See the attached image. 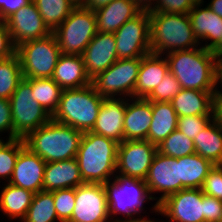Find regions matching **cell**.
Returning <instances> with one entry per match:
<instances>
[{
	"label": "cell",
	"instance_id": "9a60e30c",
	"mask_svg": "<svg viewBox=\"0 0 222 222\" xmlns=\"http://www.w3.org/2000/svg\"><path fill=\"white\" fill-rule=\"evenodd\" d=\"M149 194L158 205L167 196L180 191V163L178 158L157 152L144 180ZM156 194L162 193L160 197ZM154 194V195H152Z\"/></svg>",
	"mask_w": 222,
	"mask_h": 222
},
{
	"label": "cell",
	"instance_id": "f35d334b",
	"mask_svg": "<svg viewBox=\"0 0 222 222\" xmlns=\"http://www.w3.org/2000/svg\"><path fill=\"white\" fill-rule=\"evenodd\" d=\"M212 120L213 115L178 117L177 129L186 137L194 140Z\"/></svg>",
	"mask_w": 222,
	"mask_h": 222
},
{
	"label": "cell",
	"instance_id": "4fadbf2b",
	"mask_svg": "<svg viewBox=\"0 0 222 222\" xmlns=\"http://www.w3.org/2000/svg\"><path fill=\"white\" fill-rule=\"evenodd\" d=\"M157 152L148 140H124L118 145L116 175L145 180Z\"/></svg>",
	"mask_w": 222,
	"mask_h": 222
},
{
	"label": "cell",
	"instance_id": "e0dca14e",
	"mask_svg": "<svg viewBox=\"0 0 222 222\" xmlns=\"http://www.w3.org/2000/svg\"><path fill=\"white\" fill-rule=\"evenodd\" d=\"M82 57L86 74L92 80L118 60L114 34L97 32Z\"/></svg>",
	"mask_w": 222,
	"mask_h": 222
},
{
	"label": "cell",
	"instance_id": "8992f818",
	"mask_svg": "<svg viewBox=\"0 0 222 222\" xmlns=\"http://www.w3.org/2000/svg\"><path fill=\"white\" fill-rule=\"evenodd\" d=\"M104 188L107 195L111 222H125L126 220L133 219L135 215L141 216V212L146 208L144 203L153 201L146 182L141 179L125 178L116 175L114 179L104 184ZM117 214L123 215L124 218L117 217ZM115 217L117 218L114 219Z\"/></svg>",
	"mask_w": 222,
	"mask_h": 222
},
{
	"label": "cell",
	"instance_id": "7c38bea8",
	"mask_svg": "<svg viewBox=\"0 0 222 222\" xmlns=\"http://www.w3.org/2000/svg\"><path fill=\"white\" fill-rule=\"evenodd\" d=\"M151 210L171 222H204V193L201 189H183L158 205L154 203Z\"/></svg>",
	"mask_w": 222,
	"mask_h": 222
},
{
	"label": "cell",
	"instance_id": "ab89813d",
	"mask_svg": "<svg viewBox=\"0 0 222 222\" xmlns=\"http://www.w3.org/2000/svg\"><path fill=\"white\" fill-rule=\"evenodd\" d=\"M204 194L222 201V165H214L201 187Z\"/></svg>",
	"mask_w": 222,
	"mask_h": 222
},
{
	"label": "cell",
	"instance_id": "9c48e42d",
	"mask_svg": "<svg viewBox=\"0 0 222 222\" xmlns=\"http://www.w3.org/2000/svg\"><path fill=\"white\" fill-rule=\"evenodd\" d=\"M14 139H24L31 131L48 123L52 116L33 99L31 78H23L10 97Z\"/></svg>",
	"mask_w": 222,
	"mask_h": 222
},
{
	"label": "cell",
	"instance_id": "5b68a950",
	"mask_svg": "<svg viewBox=\"0 0 222 222\" xmlns=\"http://www.w3.org/2000/svg\"><path fill=\"white\" fill-rule=\"evenodd\" d=\"M103 99L92 83L81 88L63 89L52 120L82 132L91 131Z\"/></svg>",
	"mask_w": 222,
	"mask_h": 222
},
{
	"label": "cell",
	"instance_id": "d6a6232c",
	"mask_svg": "<svg viewBox=\"0 0 222 222\" xmlns=\"http://www.w3.org/2000/svg\"><path fill=\"white\" fill-rule=\"evenodd\" d=\"M61 222L56 214L53 192L40 191L34 194L26 216L21 222Z\"/></svg>",
	"mask_w": 222,
	"mask_h": 222
},
{
	"label": "cell",
	"instance_id": "8fae6325",
	"mask_svg": "<svg viewBox=\"0 0 222 222\" xmlns=\"http://www.w3.org/2000/svg\"><path fill=\"white\" fill-rule=\"evenodd\" d=\"M114 36L118 59H133L151 53L149 12L141 11L125 22Z\"/></svg>",
	"mask_w": 222,
	"mask_h": 222
},
{
	"label": "cell",
	"instance_id": "3957f363",
	"mask_svg": "<svg viewBox=\"0 0 222 222\" xmlns=\"http://www.w3.org/2000/svg\"><path fill=\"white\" fill-rule=\"evenodd\" d=\"M84 132L52 119L25 138V146L47 162L76 158Z\"/></svg>",
	"mask_w": 222,
	"mask_h": 222
},
{
	"label": "cell",
	"instance_id": "d4e9b609",
	"mask_svg": "<svg viewBox=\"0 0 222 222\" xmlns=\"http://www.w3.org/2000/svg\"><path fill=\"white\" fill-rule=\"evenodd\" d=\"M52 79L62 89L81 88L91 84L82 55L61 54Z\"/></svg>",
	"mask_w": 222,
	"mask_h": 222
},
{
	"label": "cell",
	"instance_id": "ee69618b",
	"mask_svg": "<svg viewBox=\"0 0 222 222\" xmlns=\"http://www.w3.org/2000/svg\"><path fill=\"white\" fill-rule=\"evenodd\" d=\"M16 53L11 35L4 22H0V60L8 58Z\"/></svg>",
	"mask_w": 222,
	"mask_h": 222
},
{
	"label": "cell",
	"instance_id": "4316f807",
	"mask_svg": "<svg viewBox=\"0 0 222 222\" xmlns=\"http://www.w3.org/2000/svg\"><path fill=\"white\" fill-rule=\"evenodd\" d=\"M152 122L147 140L159 146L174 130L177 129L178 115L170 102H151Z\"/></svg>",
	"mask_w": 222,
	"mask_h": 222
},
{
	"label": "cell",
	"instance_id": "7dc6e473",
	"mask_svg": "<svg viewBox=\"0 0 222 222\" xmlns=\"http://www.w3.org/2000/svg\"><path fill=\"white\" fill-rule=\"evenodd\" d=\"M133 1L141 11H146V12L153 11L156 8L157 4V0H133Z\"/></svg>",
	"mask_w": 222,
	"mask_h": 222
},
{
	"label": "cell",
	"instance_id": "816d5d0a",
	"mask_svg": "<svg viewBox=\"0 0 222 222\" xmlns=\"http://www.w3.org/2000/svg\"><path fill=\"white\" fill-rule=\"evenodd\" d=\"M140 216H137L136 218L134 217L133 219L130 220H126L125 222H164V221H156V220H151L150 218H147L146 216H141L140 218H138ZM167 222V221H166ZM168 222H171L170 220H168Z\"/></svg>",
	"mask_w": 222,
	"mask_h": 222
},
{
	"label": "cell",
	"instance_id": "f5cc1de1",
	"mask_svg": "<svg viewBox=\"0 0 222 222\" xmlns=\"http://www.w3.org/2000/svg\"><path fill=\"white\" fill-rule=\"evenodd\" d=\"M218 85L222 89V60L218 63Z\"/></svg>",
	"mask_w": 222,
	"mask_h": 222
},
{
	"label": "cell",
	"instance_id": "4dcf8cb0",
	"mask_svg": "<svg viewBox=\"0 0 222 222\" xmlns=\"http://www.w3.org/2000/svg\"><path fill=\"white\" fill-rule=\"evenodd\" d=\"M33 99L51 116L58 108L63 89L52 78H31Z\"/></svg>",
	"mask_w": 222,
	"mask_h": 222
},
{
	"label": "cell",
	"instance_id": "30bf717a",
	"mask_svg": "<svg viewBox=\"0 0 222 222\" xmlns=\"http://www.w3.org/2000/svg\"><path fill=\"white\" fill-rule=\"evenodd\" d=\"M142 57L118 59L91 80L103 98H135V86Z\"/></svg>",
	"mask_w": 222,
	"mask_h": 222
},
{
	"label": "cell",
	"instance_id": "7a4b0ae2",
	"mask_svg": "<svg viewBox=\"0 0 222 222\" xmlns=\"http://www.w3.org/2000/svg\"><path fill=\"white\" fill-rule=\"evenodd\" d=\"M118 145L107 137L84 132L76 155L84 183L105 184L116 176Z\"/></svg>",
	"mask_w": 222,
	"mask_h": 222
},
{
	"label": "cell",
	"instance_id": "ba28073f",
	"mask_svg": "<svg viewBox=\"0 0 222 222\" xmlns=\"http://www.w3.org/2000/svg\"><path fill=\"white\" fill-rule=\"evenodd\" d=\"M23 78H52L61 51L53 33L16 47Z\"/></svg>",
	"mask_w": 222,
	"mask_h": 222
},
{
	"label": "cell",
	"instance_id": "b9f144b4",
	"mask_svg": "<svg viewBox=\"0 0 222 222\" xmlns=\"http://www.w3.org/2000/svg\"><path fill=\"white\" fill-rule=\"evenodd\" d=\"M4 131L9 132L8 139H14L10 100L0 98V133H5ZM0 139H2V137Z\"/></svg>",
	"mask_w": 222,
	"mask_h": 222
},
{
	"label": "cell",
	"instance_id": "bcb514c9",
	"mask_svg": "<svg viewBox=\"0 0 222 222\" xmlns=\"http://www.w3.org/2000/svg\"><path fill=\"white\" fill-rule=\"evenodd\" d=\"M213 120L222 128V89H218L213 97Z\"/></svg>",
	"mask_w": 222,
	"mask_h": 222
},
{
	"label": "cell",
	"instance_id": "7402d4cb",
	"mask_svg": "<svg viewBox=\"0 0 222 222\" xmlns=\"http://www.w3.org/2000/svg\"><path fill=\"white\" fill-rule=\"evenodd\" d=\"M76 158L47 162L44 170L43 191L76 188L83 184Z\"/></svg>",
	"mask_w": 222,
	"mask_h": 222
},
{
	"label": "cell",
	"instance_id": "52a82bcc",
	"mask_svg": "<svg viewBox=\"0 0 222 222\" xmlns=\"http://www.w3.org/2000/svg\"><path fill=\"white\" fill-rule=\"evenodd\" d=\"M52 33L57 39L61 54L82 55L97 33L95 12L77 5Z\"/></svg>",
	"mask_w": 222,
	"mask_h": 222
},
{
	"label": "cell",
	"instance_id": "681fc988",
	"mask_svg": "<svg viewBox=\"0 0 222 222\" xmlns=\"http://www.w3.org/2000/svg\"><path fill=\"white\" fill-rule=\"evenodd\" d=\"M206 6L222 18V0H211Z\"/></svg>",
	"mask_w": 222,
	"mask_h": 222
},
{
	"label": "cell",
	"instance_id": "cb8c5ba5",
	"mask_svg": "<svg viewBox=\"0 0 222 222\" xmlns=\"http://www.w3.org/2000/svg\"><path fill=\"white\" fill-rule=\"evenodd\" d=\"M169 72L164 55L149 53L142 57L135 86V98H146Z\"/></svg>",
	"mask_w": 222,
	"mask_h": 222
},
{
	"label": "cell",
	"instance_id": "f907efd6",
	"mask_svg": "<svg viewBox=\"0 0 222 222\" xmlns=\"http://www.w3.org/2000/svg\"><path fill=\"white\" fill-rule=\"evenodd\" d=\"M214 54L217 62L219 63L222 60V38L220 42L211 50Z\"/></svg>",
	"mask_w": 222,
	"mask_h": 222
},
{
	"label": "cell",
	"instance_id": "f546056e",
	"mask_svg": "<svg viewBox=\"0 0 222 222\" xmlns=\"http://www.w3.org/2000/svg\"><path fill=\"white\" fill-rule=\"evenodd\" d=\"M195 152L213 165H222V128L212 120L193 140Z\"/></svg>",
	"mask_w": 222,
	"mask_h": 222
},
{
	"label": "cell",
	"instance_id": "74e56055",
	"mask_svg": "<svg viewBox=\"0 0 222 222\" xmlns=\"http://www.w3.org/2000/svg\"><path fill=\"white\" fill-rule=\"evenodd\" d=\"M53 200L58 219L68 222L75 206V188L53 191Z\"/></svg>",
	"mask_w": 222,
	"mask_h": 222
},
{
	"label": "cell",
	"instance_id": "e575fe53",
	"mask_svg": "<svg viewBox=\"0 0 222 222\" xmlns=\"http://www.w3.org/2000/svg\"><path fill=\"white\" fill-rule=\"evenodd\" d=\"M25 146L24 139H0V180L7 183L13 175L16 160L20 150Z\"/></svg>",
	"mask_w": 222,
	"mask_h": 222
},
{
	"label": "cell",
	"instance_id": "7bdbcfd3",
	"mask_svg": "<svg viewBox=\"0 0 222 222\" xmlns=\"http://www.w3.org/2000/svg\"><path fill=\"white\" fill-rule=\"evenodd\" d=\"M204 222H219L222 217V201L204 194Z\"/></svg>",
	"mask_w": 222,
	"mask_h": 222
},
{
	"label": "cell",
	"instance_id": "1f68e13d",
	"mask_svg": "<svg viewBox=\"0 0 222 222\" xmlns=\"http://www.w3.org/2000/svg\"><path fill=\"white\" fill-rule=\"evenodd\" d=\"M44 23L53 32L77 6L71 0H32Z\"/></svg>",
	"mask_w": 222,
	"mask_h": 222
},
{
	"label": "cell",
	"instance_id": "2e32d148",
	"mask_svg": "<svg viewBox=\"0 0 222 222\" xmlns=\"http://www.w3.org/2000/svg\"><path fill=\"white\" fill-rule=\"evenodd\" d=\"M4 23L15 47L29 40L47 37L52 33L33 1L10 15Z\"/></svg>",
	"mask_w": 222,
	"mask_h": 222
},
{
	"label": "cell",
	"instance_id": "836d02e7",
	"mask_svg": "<svg viewBox=\"0 0 222 222\" xmlns=\"http://www.w3.org/2000/svg\"><path fill=\"white\" fill-rule=\"evenodd\" d=\"M22 79L21 63L17 53L0 60V98L10 99Z\"/></svg>",
	"mask_w": 222,
	"mask_h": 222
},
{
	"label": "cell",
	"instance_id": "c3c4849f",
	"mask_svg": "<svg viewBox=\"0 0 222 222\" xmlns=\"http://www.w3.org/2000/svg\"><path fill=\"white\" fill-rule=\"evenodd\" d=\"M111 1L113 0H85L82 6L89 10L95 11L98 8L106 6Z\"/></svg>",
	"mask_w": 222,
	"mask_h": 222
},
{
	"label": "cell",
	"instance_id": "44dd1931",
	"mask_svg": "<svg viewBox=\"0 0 222 222\" xmlns=\"http://www.w3.org/2000/svg\"><path fill=\"white\" fill-rule=\"evenodd\" d=\"M201 7L202 5L193 6L188 15L195 37L199 42L201 41L200 45L205 49L212 50L222 38V18L207 6Z\"/></svg>",
	"mask_w": 222,
	"mask_h": 222
},
{
	"label": "cell",
	"instance_id": "d6986e66",
	"mask_svg": "<svg viewBox=\"0 0 222 222\" xmlns=\"http://www.w3.org/2000/svg\"><path fill=\"white\" fill-rule=\"evenodd\" d=\"M126 98H104L91 132L117 143L124 141Z\"/></svg>",
	"mask_w": 222,
	"mask_h": 222
},
{
	"label": "cell",
	"instance_id": "f6af8a7d",
	"mask_svg": "<svg viewBox=\"0 0 222 222\" xmlns=\"http://www.w3.org/2000/svg\"><path fill=\"white\" fill-rule=\"evenodd\" d=\"M32 0H0V22H4L14 12Z\"/></svg>",
	"mask_w": 222,
	"mask_h": 222
},
{
	"label": "cell",
	"instance_id": "ac0fdd59",
	"mask_svg": "<svg viewBox=\"0 0 222 222\" xmlns=\"http://www.w3.org/2000/svg\"><path fill=\"white\" fill-rule=\"evenodd\" d=\"M45 166L43 159L24 146L19 152L9 183L33 193L43 191Z\"/></svg>",
	"mask_w": 222,
	"mask_h": 222
},
{
	"label": "cell",
	"instance_id": "83f0119b",
	"mask_svg": "<svg viewBox=\"0 0 222 222\" xmlns=\"http://www.w3.org/2000/svg\"><path fill=\"white\" fill-rule=\"evenodd\" d=\"M3 183L5 185L0 191V212L2 211L9 219L16 220L19 218L18 221H22L26 216L35 193L6 183V181Z\"/></svg>",
	"mask_w": 222,
	"mask_h": 222
},
{
	"label": "cell",
	"instance_id": "11a10c76",
	"mask_svg": "<svg viewBox=\"0 0 222 222\" xmlns=\"http://www.w3.org/2000/svg\"><path fill=\"white\" fill-rule=\"evenodd\" d=\"M76 5H83L85 0H71Z\"/></svg>",
	"mask_w": 222,
	"mask_h": 222
},
{
	"label": "cell",
	"instance_id": "f1b7e54d",
	"mask_svg": "<svg viewBox=\"0 0 222 222\" xmlns=\"http://www.w3.org/2000/svg\"><path fill=\"white\" fill-rule=\"evenodd\" d=\"M180 163V190L201 189L209 170L214 166L197 153L178 158Z\"/></svg>",
	"mask_w": 222,
	"mask_h": 222
},
{
	"label": "cell",
	"instance_id": "ffe728a7",
	"mask_svg": "<svg viewBox=\"0 0 222 222\" xmlns=\"http://www.w3.org/2000/svg\"><path fill=\"white\" fill-rule=\"evenodd\" d=\"M151 122V101L146 98H126L124 140H147Z\"/></svg>",
	"mask_w": 222,
	"mask_h": 222
},
{
	"label": "cell",
	"instance_id": "8d00e7d4",
	"mask_svg": "<svg viewBox=\"0 0 222 222\" xmlns=\"http://www.w3.org/2000/svg\"><path fill=\"white\" fill-rule=\"evenodd\" d=\"M181 85L176 77L168 72L161 83L146 97L151 102H170L180 91Z\"/></svg>",
	"mask_w": 222,
	"mask_h": 222
},
{
	"label": "cell",
	"instance_id": "6da1fadb",
	"mask_svg": "<svg viewBox=\"0 0 222 222\" xmlns=\"http://www.w3.org/2000/svg\"><path fill=\"white\" fill-rule=\"evenodd\" d=\"M171 72L184 89L217 91L218 62L211 50L203 46L173 51L165 55Z\"/></svg>",
	"mask_w": 222,
	"mask_h": 222
},
{
	"label": "cell",
	"instance_id": "484cf974",
	"mask_svg": "<svg viewBox=\"0 0 222 222\" xmlns=\"http://www.w3.org/2000/svg\"><path fill=\"white\" fill-rule=\"evenodd\" d=\"M216 91L184 89L170 101L178 117L213 115V97Z\"/></svg>",
	"mask_w": 222,
	"mask_h": 222
},
{
	"label": "cell",
	"instance_id": "db71d44e",
	"mask_svg": "<svg viewBox=\"0 0 222 222\" xmlns=\"http://www.w3.org/2000/svg\"><path fill=\"white\" fill-rule=\"evenodd\" d=\"M189 2L195 6V5H204V0H189Z\"/></svg>",
	"mask_w": 222,
	"mask_h": 222
},
{
	"label": "cell",
	"instance_id": "5bb4252c",
	"mask_svg": "<svg viewBox=\"0 0 222 222\" xmlns=\"http://www.w3.org/2000/svg\"><path fill=\"white\" fill-rule=\"evenodd\" d=\"M68 222H111L104 184L83 183L75 188V206Z\"/></svg>",
	"mask_w": 222,
	"mask_h": 222
},
{
	"label": "cell",
	"instance_id": "d590c367",
	"mask_svg": "<svg viewBox=\"0 0 222 222\" xmlns=\"http://www.w3.org/2000/svg\"><path fill=\"white\" fill-rule=\"evenodd\" d=\"M157 147L158 152L162 155L174 158H181L196 153L193 140L186 137L178 129L174 130Z\"/></svg>",
	"mask_w": 222,
	"mask_h": 222
},
{
	"label": "cell",
	"instance_id": "60d3db41",
	"mask_svg": "<svg viewBox=\"0 0 222 222\" xmlns=\"http://www.w3.org/2000/svg\"><path fill=\"white\" fill-rule=\"evenodd\" d=\"M192 8L189 0H157L156 8L149 13L188 14Z\"/></svg>",
	"mask_w": 222,
	"mask_h": 222
},
{
	"label": "cell",
	"instance_id": "603a6c76",
	"mask_svg": "<svg viewBox=\"0 0 222 222\" xmlns=\"http://www.w3.org/2000/svg\"><path fill=\"white\" fill-rule=\"evenodd\" d=\"M94 12L97 32L114 34L125 22L137 16L141 10L133 0H113Z\"/></svg>",
	"mask_w": 222,
	"mask_h": 222
},
{
	"label": "cell",
	"instance_id": "277c9868",
	"mask_svg": "<svg viewBox=\"0 0 222 222\" xmlns=\"http://www.w3.org/2000/svg\"><path fill=\"white\" fill-rule=\"evenodd\" d=\"M149 16L151 53L166 55L200 46L188 14L149 13Z\"/></svg>",
	"mask_w": 222,
	"mask_h": 222
}]
</instances>
